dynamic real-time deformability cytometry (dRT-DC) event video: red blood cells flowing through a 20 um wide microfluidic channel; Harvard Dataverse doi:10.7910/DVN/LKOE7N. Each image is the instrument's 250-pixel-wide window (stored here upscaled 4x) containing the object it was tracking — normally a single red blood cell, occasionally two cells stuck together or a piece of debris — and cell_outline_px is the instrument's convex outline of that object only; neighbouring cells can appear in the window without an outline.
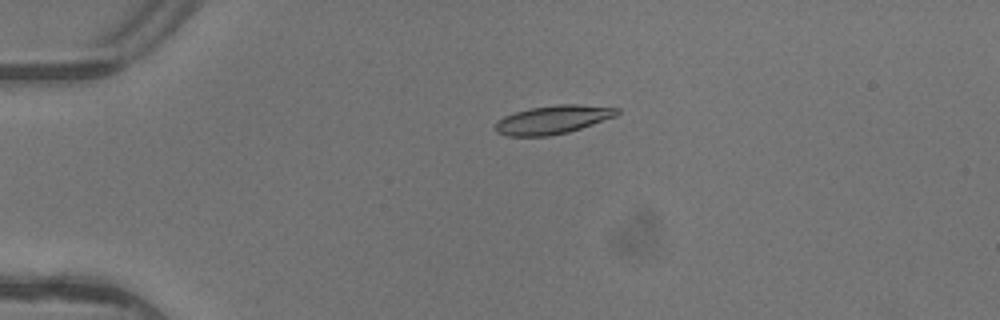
{"species": "common noctule bat (a hibernating species)", "species_latin": "Nyctalus noctula", "temperature_condition": "warm", "stored_images_in_passage": 6, "camera_frame_rate_fps": 3000, "um_per_image_px": 0.085, "animal": {"sex": "female"}, "frame": {"image": 1, "passage_image": 6, "time_ms": 1.667, "image_size_px": [1000, 320], "cell_outline_px": [[620, 112], [616, 116], [568, 132], [548, 136], [508, 136], [496, 132], [496, 120], [504, 116], [516, 112], [532, 108], [560, 104], [580, 104], [620, 108]], "centroid_in_image_um": [47.0, 10.17], "position_along_channel_um": 38.0, "area_um2": 20.06}}